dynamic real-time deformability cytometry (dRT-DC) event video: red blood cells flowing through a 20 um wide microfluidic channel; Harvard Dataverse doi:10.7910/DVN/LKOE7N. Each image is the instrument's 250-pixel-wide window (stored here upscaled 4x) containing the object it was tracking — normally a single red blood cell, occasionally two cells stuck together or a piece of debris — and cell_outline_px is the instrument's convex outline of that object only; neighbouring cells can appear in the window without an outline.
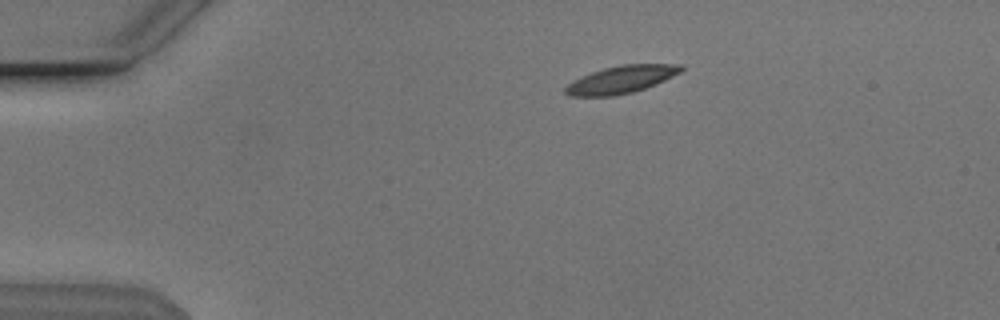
{"species": "Egyptian fruit bat (a non-hibernating species)", "species_latin": "Rousettus aegyptiacus", "temperature_condition": "cold", "stored_images_in_passage": 45, "camera_frame_rate_fps": 3000, "um_per_image_px": 0.085, "animal": {"sex": "male"}, "frame": {"image": 1, "passage_image": 2, "time_ms": 0.333, "image_size_px": [1000, 320], "cell_outline_px": [[684, 68], [680, 72], [656, 84], [632, 92], [612, 96], [568, 96], [564, 92], [564, 88], [572, 80], [592, 72], [604, 68], [620, 64], [684, 64]], "centroid_in_image_um": [52.78, 6.75], "position_along_channel_um": 32.2, "area_um2": 18.5}}
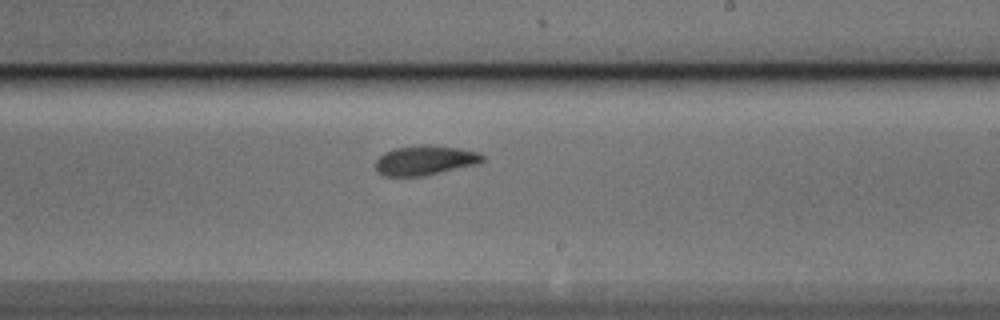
{"frame": {"image": 2, "passage_image": 24, "time_ms": 7.667, "image_size_px": [1000, 320], "cell_outline_px": [[484, 160], [480, 164], [424, 176], [384, 176], [376, 168], [376, 160], [384, 152], [396, 148], [416, 144], [424, 144], [460, 148], [480, 152], [484, 156]], "centroid_in_image_um": [36.18, 13.62], "position_along_channel_um": 252.8, "area_um2": 18.73}}
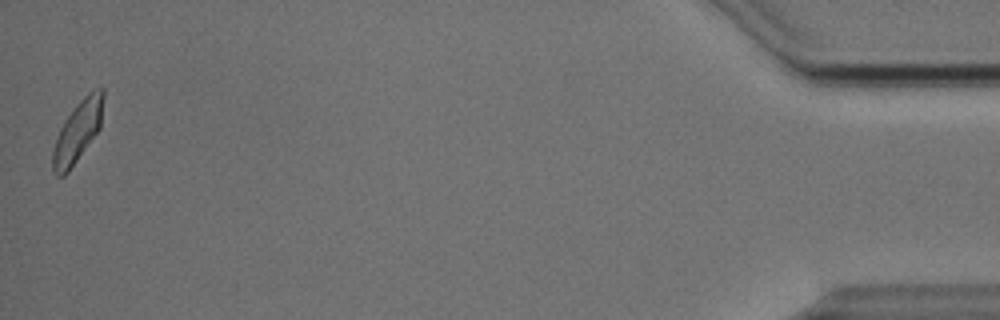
{"frame": {"image": 3, "passage_image": 45, "time_ms": 14.667, "image_size_px": [1000, 320], "cell_outline_px": [[104, 96], [100, 128], [68, 172], [64, 176], [56, 176], [52, 172], [52, 152], [60, 128], [64, 120], [76, 104], [88, 92], [96, 88], [104, 88]], "centroid_in_image_um": [6.59, 11.17], "position_along_channel_um": 428.6, "area_um2": 17.98}, "authors_computed_cell_mechanics": {"area_um2": 18.1492, "velocity_mm_per_s": 3.8066, "shape_relaxation_time_tau1_ms": 3.8729, "shape_relaxation_time_tau2_ms": 2.9438, "deformation_change_tau1": 0.1483, "deformation_change_tau2": 0.0857}}